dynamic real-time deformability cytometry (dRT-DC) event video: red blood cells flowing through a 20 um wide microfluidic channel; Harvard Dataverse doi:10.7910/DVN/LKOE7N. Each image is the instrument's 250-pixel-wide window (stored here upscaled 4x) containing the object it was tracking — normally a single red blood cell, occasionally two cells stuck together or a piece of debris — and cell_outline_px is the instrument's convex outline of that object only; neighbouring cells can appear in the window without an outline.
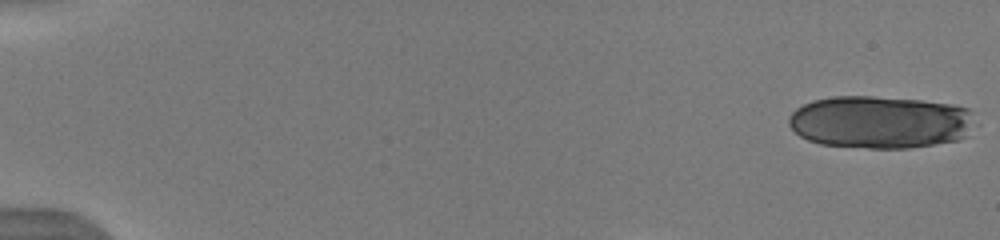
{"species": "human", "species_latin": "Homo sapiens", "temperature_condition": "warm", "stored_images_in_passage": 29, "camera_frame_rate_fps": 3000, "um_per_image_px": 0.085, "donor": {"sex": "male"}, "frame": {"image": 1, "passage_image": 1, "time_ms": 0.0, "image_size_px": [1000, 240], "cell_outline_px": [[980, 124], [968, 136], [960, 140], [908, 148], [868, 148], [820, 144], [808, 140], [800, 136], [788, 124], [788, 116], [796, 108], [812, 100], [832, 96], [872, 96], [920, 100], [952, 104], [968, 108]], "centroid_in_image_um": [74.89, 10.37], "position_along_channel_um": 10.1, "area_um2": 58.03}}
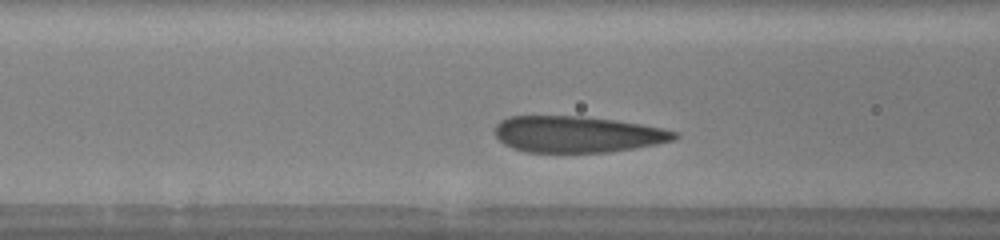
{"frame": {"image": 2, "passage_image": 15, "time_ms": 5.0, "image_size_px": [1000, 240], "cell_outline_px": [[680, 136], [672, 140], [656, 144], [636, 148], [608, 152], [524, 152], [512, 148], [504, 144], [496, 136], [496, 124], [500, 120], [508, 116], [584, 116], [616, 120], [640, 124], [660, 128], [676, 132]], "centroid_in_image_um": [49.05, 11.41], "position_along_channel_um": 117.6, "area_um2": 38.03}}
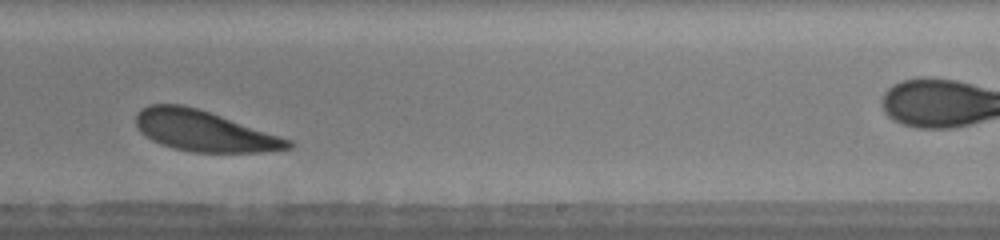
{"frame": {"image": 3, "passage_image": 26, "time_ms": 9.0, "image_size_px": [1000, 240], "cell_outline_px": [[296, 144], [292, 148], [264, 152], [192, 152], [172, 148], [160, 144], [144, 136], [140, 132], [136, 124], [136, 112], [140, 108], [148, 104], [180, 104], [196, 108], [292, 140]], "centroid_in_image_um": [17.31, 11.14], "position_along_channel_um": 271.7, "area_um2": 36.01}}